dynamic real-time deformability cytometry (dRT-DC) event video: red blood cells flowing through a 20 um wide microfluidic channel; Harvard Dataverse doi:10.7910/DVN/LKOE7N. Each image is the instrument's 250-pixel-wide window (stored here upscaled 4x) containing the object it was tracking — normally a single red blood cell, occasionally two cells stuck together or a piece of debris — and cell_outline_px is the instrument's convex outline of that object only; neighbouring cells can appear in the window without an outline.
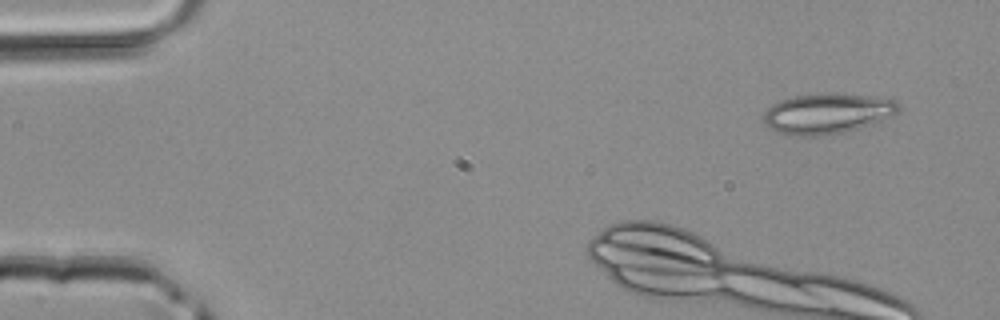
{"species": "common noctule bat (a hibernating species)", "species_latin": "Nyctalus noctula", "temperature_condition": "room temperature", "stored_images_in_passage": 4, "camera_frame_rate_fps": 3000, "um_per_image_px": 0.085, "animal": {"sex": "male", "body_mass_g": 20.4}, "frame": {"image": 1, "passage_image": 1, "time_ms": 0.0, "image_size_px": [1000, 320], "cell_outline_px": [[900, 112], [896, 116], [880, 124], [844, 132], [816, 136], [796, 136], [776, 132], [768, 128], [764, 124], [764, 112], [772, 104], [780, 100], [796, 96], [872, 96], [896, 100], [900, 108]], "centroid_in_image_um": [70.39, 9.72], "position_along_channel_um": 14.6, "area_um2": 31.56}}